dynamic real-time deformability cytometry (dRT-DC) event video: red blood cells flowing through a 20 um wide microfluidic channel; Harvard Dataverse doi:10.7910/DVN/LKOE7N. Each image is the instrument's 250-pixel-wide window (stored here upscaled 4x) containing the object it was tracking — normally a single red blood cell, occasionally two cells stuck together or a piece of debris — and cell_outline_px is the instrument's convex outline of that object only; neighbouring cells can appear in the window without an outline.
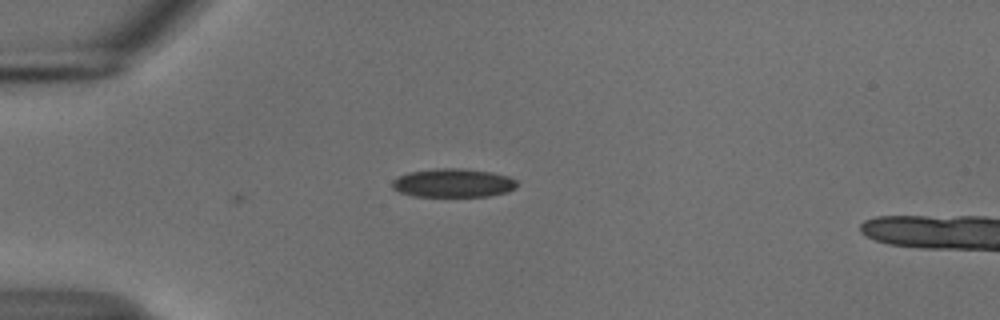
{"species": "common noctule bat (a hibernating species)", "species_latin": "Nyctalus noctula", "temperature_condition": "cold", "stored_images_in_passage": 24, "camera_frame_rate_fps": 3000, "um_per_image_px": 0.085, "animal": {"sex": "male", "body_mass_g": 18.8}, "frame": {"image": 1, "passage_image": 1, "time_ms": 0.0, "image_size_px": [1000, 320], "cell_outline_px": [[516, 188], [508, 192], [488, 196], [412, 196], [400, 192], [392, 188], [392, 180], [408, 172], [432, 168], [460, 168], [492, 172], [508, 176], [516, 180]], "centroid_in_image_um": [38.51, 15.55], "position_along_channel_um": 46.5, "area_um2": 20.92}}
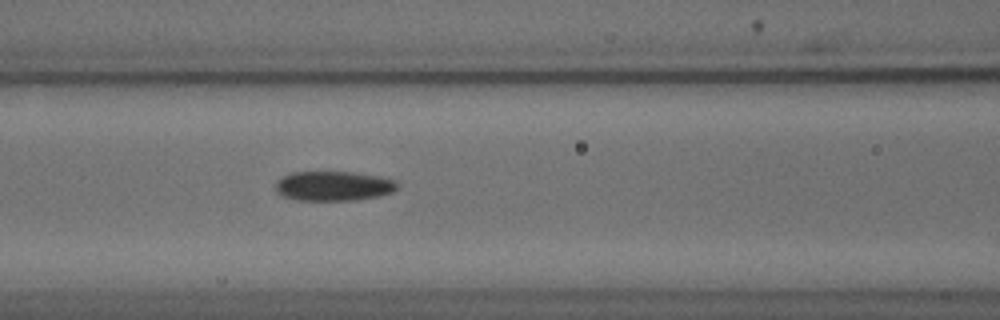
{"frame": {"image": 2, "passage_image": 10, "time_ms": 3.0, "image_size_px": [1000, 320], "cell_outline_px": [[400, 188], [392, 192], [380, 196], [352, 200], [296, 200], [284, 196], [276, 192], [276, 184], [284, 176], [292, 172], [356, 172], [380, 176], [396, 180], [400, 184]], "centroid_in_image_um": [28.43, 15.8], "position_along_channel_um": 138.2, "area_um2": 21.15}}
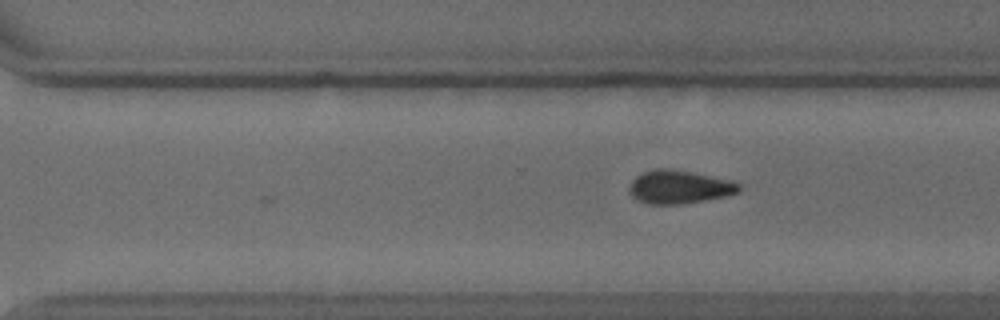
{"frame": {"image": 3, "passage_image": 24, "time_ms": 7.667, "image_size_px": [1000, 320], "cell_outline_px": [[744, 184], [740, 192], [728, 196], [680, 204], [648, 204], [636, 200], [628, 192], [628, 188], [632, 180], [636, 176], [644, 172], [656, 168], [672, 168], [732, 180]], "centroid_in_image_um": [57.77, 15.89], "position_along_channel_um": 312.8, "area_um2": 21.73}}